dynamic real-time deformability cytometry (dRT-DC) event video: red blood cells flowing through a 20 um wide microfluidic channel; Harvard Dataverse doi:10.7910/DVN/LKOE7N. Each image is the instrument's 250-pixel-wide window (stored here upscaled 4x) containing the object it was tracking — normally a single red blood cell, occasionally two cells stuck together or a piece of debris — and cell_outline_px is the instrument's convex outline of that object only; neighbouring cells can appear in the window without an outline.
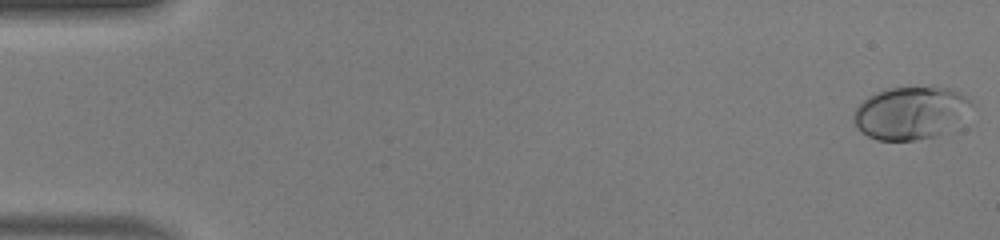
{"species": "human", "species_latin": "Homo sapiens", "temperature_condition": "warm", "stored_images_in_passage": 49, "camera_frame_rate_fps": 3000, "um_per_image_px": 0.085, "donor": {"sex": "male"}, "frame": {"image": 1, "passage_image": 1, "time_ms": 0.0, "image_size_px": [1000, 240], "cell_outline_px": [[972, 104], [936, 136], [916, 140], [876, 140], [860, 132], [852, 120], [852, 116], [856, 108], [868, 96], [876, 92], [888, 88], [952, 88], [960, 92], [972, 100]], "centroid_in_image_um": [77.27, 9.59], "position_along_channel_um": 7.7, "area_um2": 35.08}}
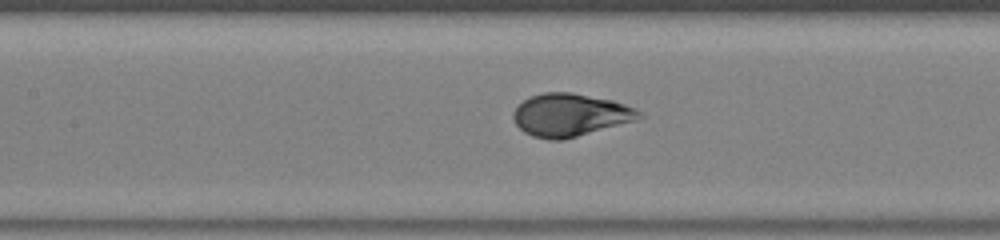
{"frame": {"image": 2, "passage_image": 23, "time_ms": 7.333, "image_size_px": [1000, 240], "cell_outline_px": [[644, 116], [636, 120], [564, 140], [548, 140], [532, 136], [524, 132], [516, 124], [512, 116], [512, 112], [528, 96], [544, 92], [572, 92], [612, 100], [636, 108]], "centroid_in_image_um": [48.45, 9.77], "position_along_channel_um": 159.0, "area_um2": 31.44}}
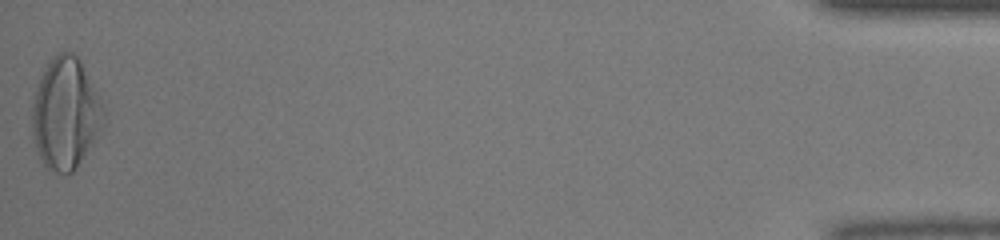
{"frame": {"image": 3, "passage_image": 49, "time_ms": 16.0, "image_size_px": [1000, 240], "cell_outline_px": [[104, 124], [92, 144], [76, 168], [72, 172], [56, 172], [48, 168], [44, 164], [36, 152], [32, 132], [32, 104], [40, 76], [48, 60], [60, 52], [72, 52], [80, 60], [104, 104]], "centroid_in_image_um": [5.56, 9.63], "position_along_channel_um": 429.6, "area_um2": 46.36}, "authors_computed_cell_mechanics": {"area_um2": 31.6744, "velocity_mm_per_s": 4.2427, "shape_relaxation_time_tau1_ms": 4.4203, "shape_relaxation_time_tau2_ms": null, "deformation_change_tau1": 0.2496, "deformation_change_tau2": null}}